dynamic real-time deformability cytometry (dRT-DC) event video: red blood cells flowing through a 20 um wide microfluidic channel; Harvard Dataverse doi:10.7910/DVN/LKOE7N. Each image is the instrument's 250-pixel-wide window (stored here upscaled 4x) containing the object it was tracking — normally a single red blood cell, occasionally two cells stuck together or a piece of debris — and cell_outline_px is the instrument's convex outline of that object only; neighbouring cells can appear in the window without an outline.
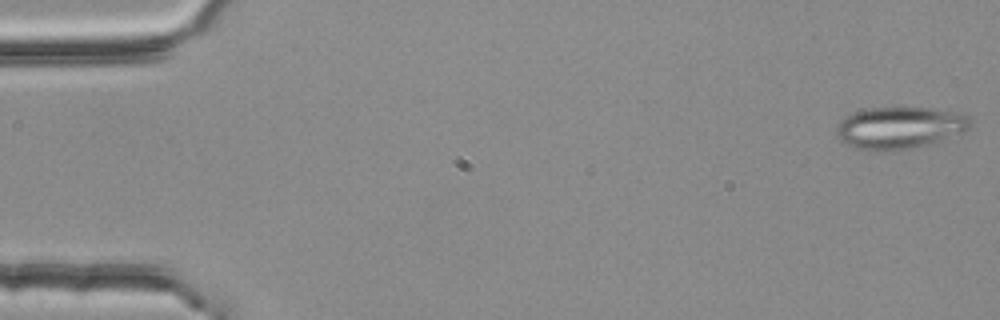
{"species": "common noctule bat (a hibernating species)", "species_latin": "Nyctalus noctula", "temperature_condition": "room temperature", "stored_images_in_passage": 4, "camera_frame_rate_fps": 3000, "um_per_image_px": 0.085, "animal": {"sex": "female", "body_mass_g": 25.1}, "frame": {"image": 1, "passage_image": 1, "time_ms": 0.0, "image_size_px": [1000, 320], "cell_outline_px": [[972, 124], [964, 132], [924, 144], [884, 152], [856, 148], [840, 140], [836, 136], [836, 128], [852, 112], [868, 108], [932, 108], [960, 112], [972, 116]], "centroid_in_image_um": [76.5, 10.84], "position_along_channel_um": 8.5, "area_um2": 32.37}}